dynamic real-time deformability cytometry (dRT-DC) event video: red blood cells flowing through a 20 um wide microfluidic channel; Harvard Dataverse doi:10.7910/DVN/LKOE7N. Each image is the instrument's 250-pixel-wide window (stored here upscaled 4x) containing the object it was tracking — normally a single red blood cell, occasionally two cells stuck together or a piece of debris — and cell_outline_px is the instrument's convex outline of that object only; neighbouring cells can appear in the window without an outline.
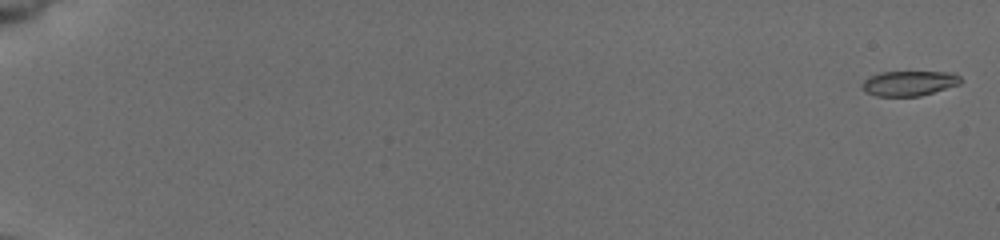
{"species": "common noctule bat (a hibernating species)", "species_latin": "Nyctalus noctula", "temperature_condition": "cold", "stored_images_in_passage": 10, "camera_frame_rate_fps": 3000, "um_per_image_px": 0.085, "animal": {"sex": "female", "body_mass_g": 19.5, "forearm_length_mm": 54.1}, "frame": {"image": 1, "passage_image": 2, "time_ms": 0.333, "image_size_px": [1000, 240], "cell_outline_px": [[964, 80], [960, 84], [920, 96], [876, 96], [864, 92], [860, 84], [864, 80], [880, 72], [952, 72], [960, 76]], "centroid_in_image_um": [77.28, 7.08], "position_along_channel_um": 7.7, "area_um2": 14.45}}